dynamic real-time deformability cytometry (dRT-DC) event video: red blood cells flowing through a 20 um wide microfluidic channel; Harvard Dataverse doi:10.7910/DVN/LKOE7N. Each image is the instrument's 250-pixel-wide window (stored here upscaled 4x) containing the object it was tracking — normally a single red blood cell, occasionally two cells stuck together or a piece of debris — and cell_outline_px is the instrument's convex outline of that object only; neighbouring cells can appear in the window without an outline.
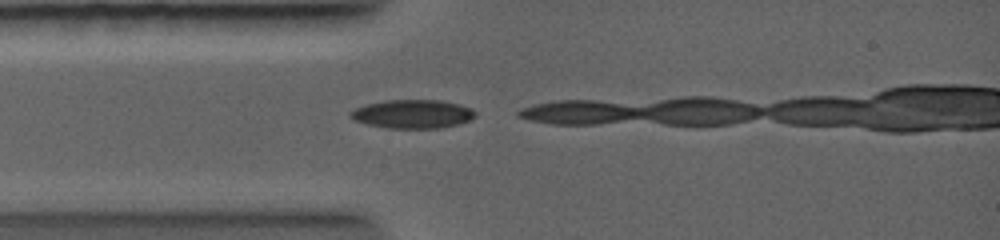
{"species": "common noctule bat (a hibernating species)", "species_latin": "Nyctalus noctula", "temperature_condition": "warm", "stored_images_in_passage": 3, "camera_frame_rate_fps": 5000, "um_per_image_px": 0.085, "animal": {"sex": "female", "body_mass_g": 19.0, "forearm_length_mm": 56.7}, "frame": {"image": 1, "passage_image": 1, "time_ms": 0.0, "image_size_px": [1000, 240], "cell_outline_px": [[476, 116], [468, 120], [456, 124], [440, 128], [388, 128], [368, 124], [352, 120], [348, 116], [348, 112], [364, 104], [384, 100], [440, 100], [460, 104], [472, 108], [476, 112]], "centroid_in_image_um": [35.03, 9.68], "position_along_channel_um": 50.0, "area_um2": 20.98}}